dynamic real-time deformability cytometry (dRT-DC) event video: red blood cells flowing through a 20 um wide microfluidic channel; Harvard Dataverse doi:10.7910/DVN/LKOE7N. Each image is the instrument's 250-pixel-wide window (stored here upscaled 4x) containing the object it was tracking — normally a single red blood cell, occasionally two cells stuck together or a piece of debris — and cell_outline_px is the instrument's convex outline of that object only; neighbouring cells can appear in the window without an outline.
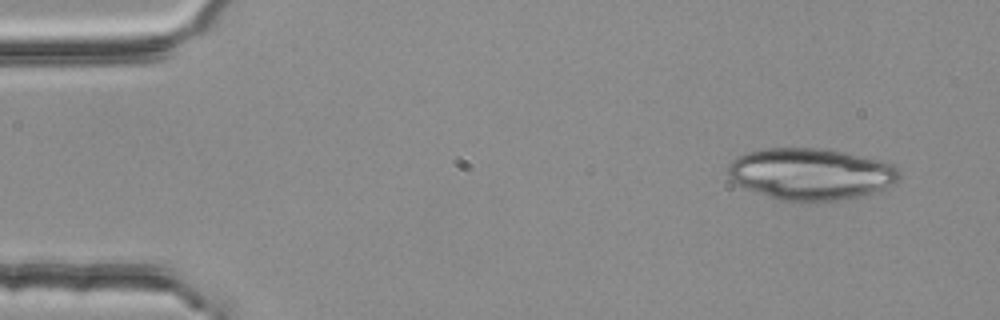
{"species": "common noctule bat (a hibernating species)", "species_latin": "Nyctalus noctula", "temperature_condition": "room temperature", "stored_images_in_passage": 3, "camera_frame_rate_fps": 3000, "um_per_image_px": 0.085, "animal": {"sex": "female", "body_mass_g": 25.1}, "frame": {"image": 1, "passage_image": 1, "time_ms": 0.0, "image_size_px": [1000, 320], "cell_outline_px": [[900, 176], [892, 184], [884, 188], [872, 192], [856, 196], [836, 200], [804, 204], [784, 200], [744, 188], [736, 184], [728, 176], [728, 164], [732, 160], [748, 152], [764, 148], [820, 148], [880, 160], [896, 164], [900, 168]], "centroid_in_image_um": [68.9, 14.8], "position_along_channel_um": 16.1, "area_um2": 51.56}}